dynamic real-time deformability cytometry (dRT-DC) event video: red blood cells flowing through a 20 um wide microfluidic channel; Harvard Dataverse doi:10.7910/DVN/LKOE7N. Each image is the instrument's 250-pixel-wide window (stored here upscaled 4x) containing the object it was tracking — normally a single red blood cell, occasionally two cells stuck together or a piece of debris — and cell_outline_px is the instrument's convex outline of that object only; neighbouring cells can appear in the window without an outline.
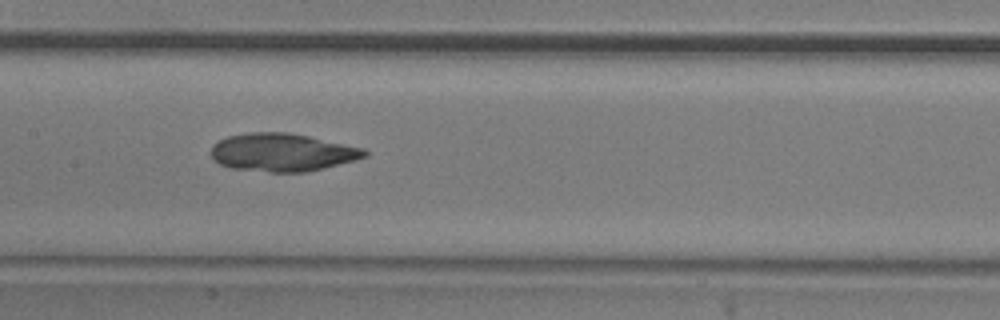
{"species": "common noctule bat (a hibernating species)", "species_latin": "Nyctalus noctula", "temperature_condition": "room temperature", "stored_images_in_passage": 51, "camera_frame_rate_fps": 3000, "um_per_image_px": 0.085, "animal": {"sex": "male", "body_mass_g": 20.5, "forearm_length_mm": 52.5}, "frame": {"image": 1, "passage_image": 24, "time_ms": 7.667, "image_size_px": [1000, 320], "cell_outline_px": [[368, 156], [356, 160], [304, 172], [268, 172], [232, 168], [220, 164], [212, 156], [212, 144], [228, 136], [252, 132], [288, 132], [308, 136], [364, 148], [368, 152]], "centroid_in_image_um": [24.01, 12.95], "position_along_channel_um": 183.4, "area_um2": 33.76}}
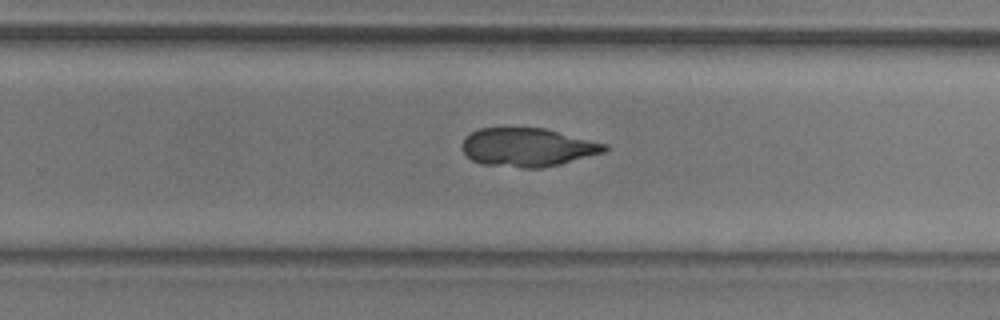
{"frame": {"image": 2, "passage_image": 32, "time_ms": 10.333, "image_size_px": [1000, 320], "cell_outline_px": [[608, 148], [604, 152], [560, 164], [540, 168], [520, 168], [480, 164], [472, 160], [464, 152], [464, 140], [472, 132], [480, 128], [544, 128], [608, 144]], "centroid_in_image_um": [44.87, 12.53], "position_along_channel_um": 284.9, "area_um2": 31.73}}
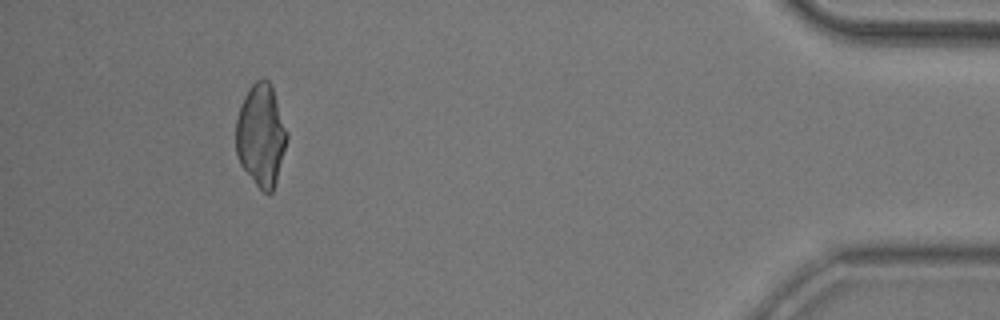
{"frame": {"image": 3, "passage_image": 47, "time_ms": 15.333, "image_size_px": [1000, 320], "cell_outline_px": [[288, 140], [276, 180], [272, 192], [264, 192], [256, 184], [240, 164], [236, 152], [236, 120], [244, 96], [248, 88], [256, 80], [268, 80], [272, 84], [288, 132]], "centroid_in_image_um": [22.2, 11.46], "position_along_channel_um": 413.0, "area_um2": 30.35}}